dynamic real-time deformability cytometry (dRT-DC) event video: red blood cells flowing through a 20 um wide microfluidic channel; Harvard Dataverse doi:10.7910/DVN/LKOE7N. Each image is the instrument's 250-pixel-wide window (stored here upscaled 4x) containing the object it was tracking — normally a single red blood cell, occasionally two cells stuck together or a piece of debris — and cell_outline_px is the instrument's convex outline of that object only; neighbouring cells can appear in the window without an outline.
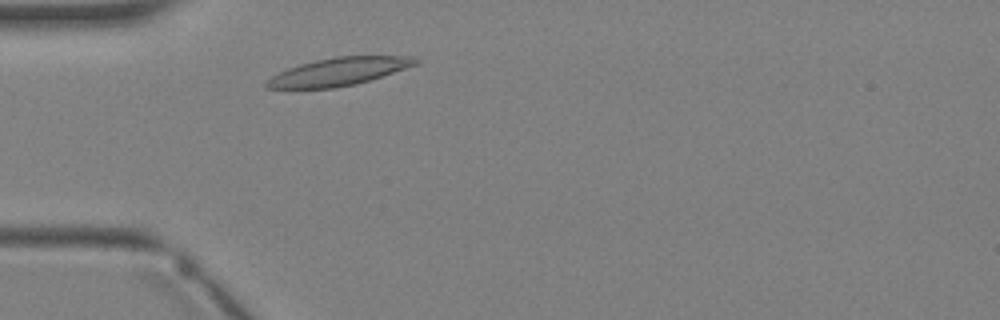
{"species": "Egyptian fruit bat (a non-hibernating species)", "species_latin": "Rousettus aegyptiacus", "temperature_condition": "warm", "stored_images_in_passage": 1, "camera_frame_rate_fps": 3000, "um_per_image_px": 0.085, "animal": {"sex": "female"}, "frame": {"image": 1, "passage_image": 1, "time_ms": 0.0, "image_size_px": [1000, 320], "cell_outline_px": [[420, 64], [372, 80], [356, 84], [336, 88], [264, 88], [264, 84], [272, 76], [288, 68], [300, 64], [316, 60], [336, 56], [416, 56], [420, 60]], "centroid_in_image_um": [28.88, 6.08], "position_along_channel_um": 56.1, "area_um2": 24.39}}